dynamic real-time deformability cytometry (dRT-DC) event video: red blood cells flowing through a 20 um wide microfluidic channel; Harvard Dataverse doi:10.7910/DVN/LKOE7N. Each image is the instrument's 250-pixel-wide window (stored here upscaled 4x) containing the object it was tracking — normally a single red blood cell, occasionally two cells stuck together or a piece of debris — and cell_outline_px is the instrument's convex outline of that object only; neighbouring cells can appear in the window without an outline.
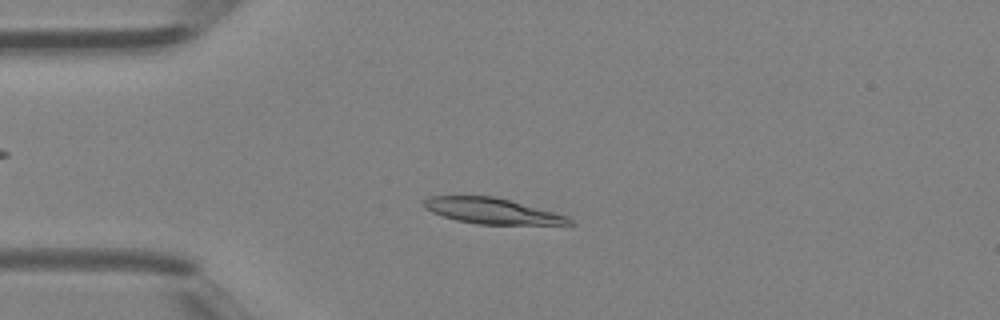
{"species": "Egyptian fruit bat (a non-hibernating species)", "species_latin": "Rousettus aegyptiacus", "temperature_condition": "room temperature", "stored_images_in_passage": 45, "camera_frame_rate_fps": 3000, "um_per_image_px": 0.085, "animal": {"sex": "female"}, "frame": {"image": 1, "passage_image": 10, "time_ms": 3.0, "image_size_px": [1000, 320], "cell_outline_px": [[576, 224], [476, 224], [456, 220], [432, 212], [424, 208], [420, 204], [428, 196], [496, 196], [568, 216]], "centroid_in_image_um": [41.78, 17.92], "position_along_channel_um": 43.2, "area_um2": 21.73}}
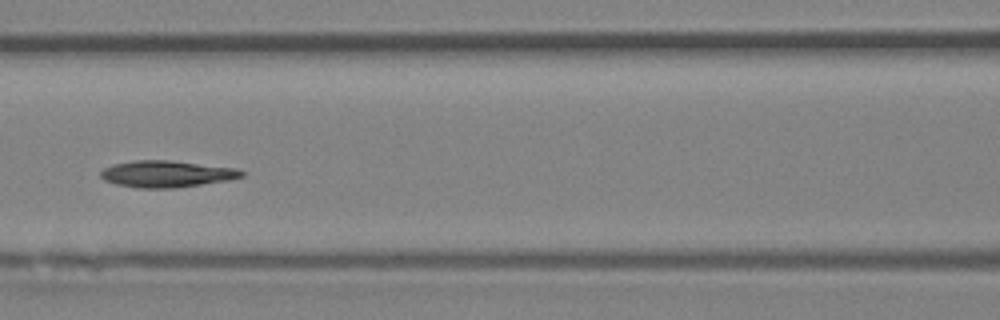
{"frame": {"image": 2, "passage_image": 19, "time_ms": 6.0, "image_size_px": [1000, 320], "cell_outline_px": [[244, 176], [228, 180], [176, 188], [136, 188], [116, 184], [104, 180], [100, 176], [100, 172], [104, 168], [112, 164], [136, 160], [168, 160], [236, 168], [244, 172]], "centroid_in_image_um": [14.13, 14.79], "position_along_channel_um": 152.5, "area_um2": 21.85}}
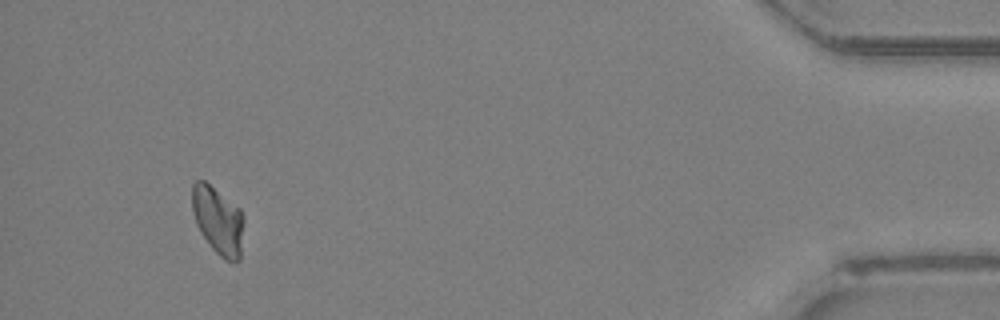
{"frame": {"image": 3, "passage_image": 42, "time_ms": 13.667, "image_size_px": [1000, 320], "cell_outline_px": [[244, 220], [240, 260], [224, 260], [212, 248], [204, 236], [196, 220], [192, 208], [192, 184], [196, 180], [204, 180], [240, 208], [244, 216]], "centroid_in_image_um": [18.56, 18.72], "position_along_channel_um": 416.6, "area_um2": 20.11}, "authors_computed_cell_mechanics": {"area_um2": 21.2704, "velocity_mm_per_s": 4.3812, "shape_relaxation_time_tau1_ms": 3.6864, "shape_relaxation_time_tau2_ms": 9.8586, "deformation_change_tau1": 0.1321, "deformation_change_tau2": 0.1498}}